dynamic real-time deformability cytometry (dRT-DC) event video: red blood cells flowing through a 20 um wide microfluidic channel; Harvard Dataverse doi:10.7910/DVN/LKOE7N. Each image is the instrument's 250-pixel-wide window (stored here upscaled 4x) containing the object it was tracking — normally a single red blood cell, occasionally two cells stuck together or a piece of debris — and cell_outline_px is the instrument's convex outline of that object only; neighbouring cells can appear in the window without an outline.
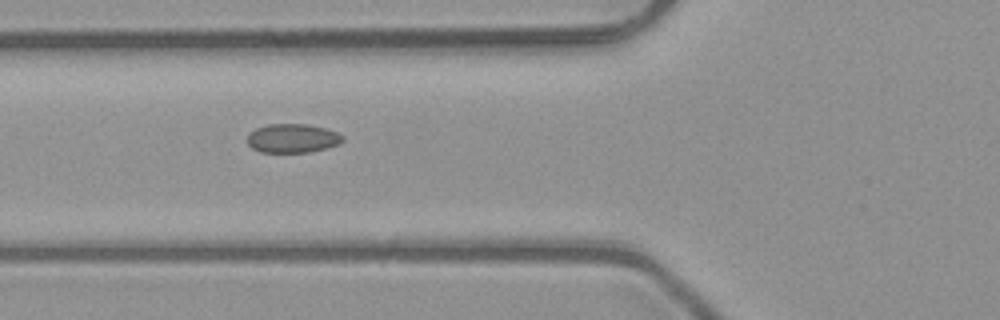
{"species": "common noctule bat (a hibernating species)", "species_latin": "Nyctalus noctula", "temperature_condition": "room temperature", "stored_images_in_passage": 6, "camera_frame_rate_fps": 3000, "um_per_image_px": 0.085, "animal": {"sex": "male", "body_mass_g": 23.1, "forearm_length_mm": 52.7}, "frame": {"image": 1, "passage_image": 6, "time_ms": 1.667, "image_size_px": [1000, 320], "cell_outline_px": [[344, 140], [340, 144], [308, 152], [260, 152], [252, 148], [248, 144], [248, 132], [256, 128], [268, 124], [308, 124], [324, 128], [336, 132], [344, 136]], "centroid_in_image_um": [24.85, 11.75], "position_along_channel_um": 100.9, "area_um2": 16.07}}